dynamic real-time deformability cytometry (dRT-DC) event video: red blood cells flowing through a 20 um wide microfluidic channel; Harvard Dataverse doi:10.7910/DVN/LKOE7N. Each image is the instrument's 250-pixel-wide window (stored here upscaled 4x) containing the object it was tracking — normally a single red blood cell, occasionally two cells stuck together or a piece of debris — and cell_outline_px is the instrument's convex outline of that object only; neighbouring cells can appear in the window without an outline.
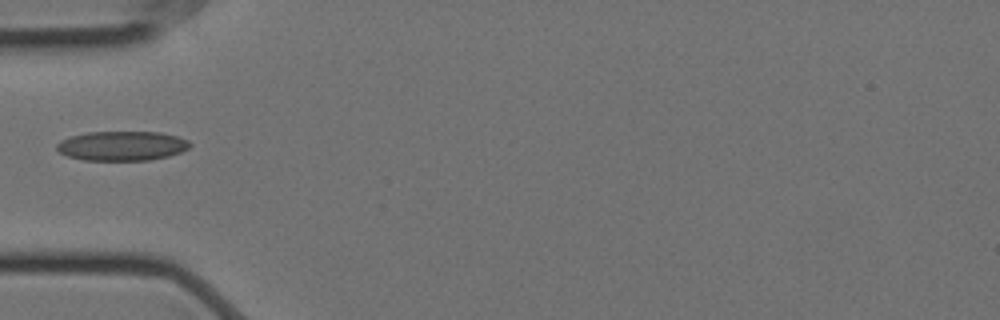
{"species": "Egyptian fruit bat (a non-hibernating species)", "species_latin": "Rousettus aegyptiacus", "temperature_condition": "cold", "stored_images_in_passage": 1, "camera_frame_rate_fps": 3000, "um_per_image_px": 0.085, "animal": {"sex": "female"}, "frame": {"image": 1, "passage_image": 1, "time_ms": 0.0, "image_size_px": [1000, 320], "cell_outline_px": [[192, 144], [188, 148], [180, 152], [168, 156], [148, 160], [84, 160], [68, 156], [60, 152], [56, 148], [56, 144], [60, 140], [72, 136], [88, 132], [160, 132], [176, 136], [188, 140]], "centroid_in_image_um": [10.36, 12.39], "position_along_channel_um": 74.6, "area_um2": 22.77}}